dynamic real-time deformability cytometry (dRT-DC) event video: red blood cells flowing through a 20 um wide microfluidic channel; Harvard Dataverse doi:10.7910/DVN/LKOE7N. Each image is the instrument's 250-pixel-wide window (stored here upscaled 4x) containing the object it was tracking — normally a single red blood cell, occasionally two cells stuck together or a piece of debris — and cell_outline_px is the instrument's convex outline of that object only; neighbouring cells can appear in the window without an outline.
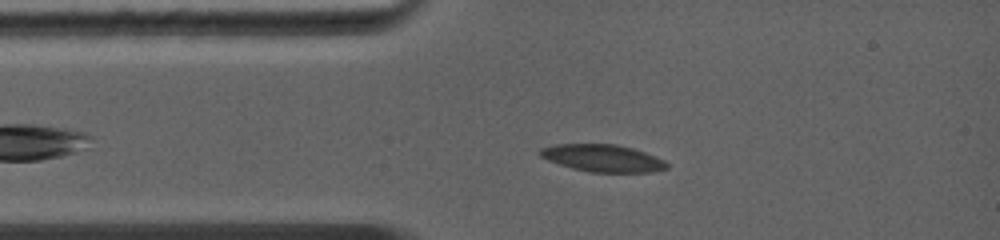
{"species": "common noctule bat (a hibernating species)", "species_latin": "Nyctalus noctula", "temperature_condition": "warm", "stored_images_in_passage": 5, "camera_frame_rate_fps": 5000, "um_per_image_px": 0.085, "animal": {"sex": "female", "body_mass_g": 19.0, "forearm_length_mm": 56.7}, "frame": {"image": 1, "passage_image": 4, "time_ms": 1.4, "image_size_px": [1000, 240], "cell_outline_px": [[668, 168], [652, 172], [588, 172], [572, 168], [548, 160], [540, 156], [540, 148], [556, 144], [616, 144], [632, 148], [656, 156], [664, 160], [668, 164]], "centroid_in_image_um": [51.24, 13.44], "position_along_channel_um": 33.8, "area_um2": 20.06}}